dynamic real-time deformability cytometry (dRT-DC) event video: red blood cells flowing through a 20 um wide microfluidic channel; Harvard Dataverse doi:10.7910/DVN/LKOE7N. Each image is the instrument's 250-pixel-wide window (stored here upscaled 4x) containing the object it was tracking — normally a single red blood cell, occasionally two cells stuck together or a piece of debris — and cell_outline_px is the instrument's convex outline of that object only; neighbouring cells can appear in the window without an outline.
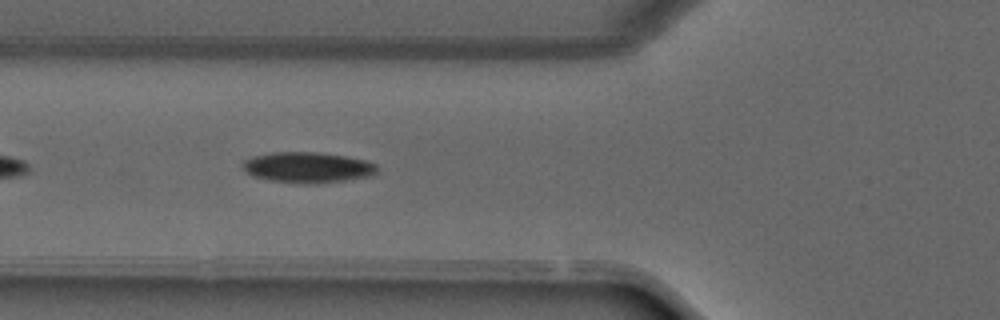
{"species": "common noctule bat (a hibernating species)", "species_latin": "Nyctalus noctula", "temperature_condition": "warm", "stored_images_in_passage": 23, "camera_frame_rate_fps": 3000, "um_per_image_px": 0.085, "animal": {"sex": "male", "forearm_length_mm": 52.5}, "frame": {"image": 1, "passage_image": 16, "time_ms": 5.0, "image_size_px": [1000, 320], "cell_outline_px": [[380, 168], [376, 172], [368, 176], [344, 180], [312, 184], [304, 184], [268, 180], [252, 176], [240, 164], [244, 160], [252, 156], [272, 152], [316, 152], [344, 156], [364, 160], [376, 164]], "centroid_in_image_um": [26.11, 14.23], "position_along_channel_um": 99.7, "area_um2": 23.99}}
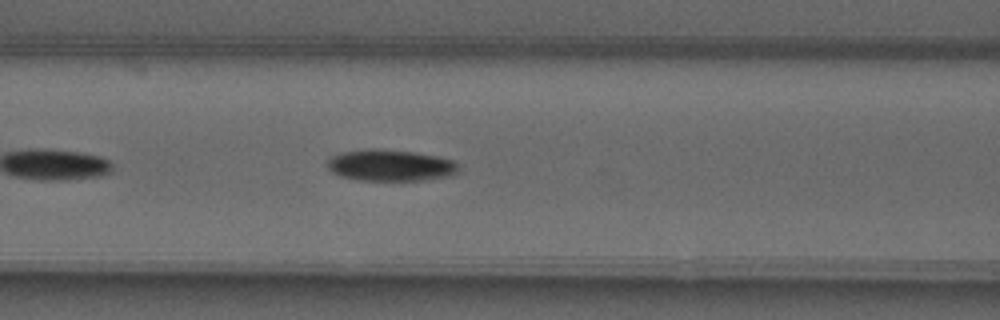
{"frame": {"image": 2, "passage_image": 18, "time_ms": 5.667, "image_size_px": [1000, 320], "cell_outline_px": [[456, 172], [448, 176], [420, 180], [356, 180], [340, 176], [332, 172], [328, 168], [328, 160], [332, 156], [344, 152], [372, 148], [376, 148], [416, 152], [440, 156], [456, 160]], "centroid_in_image_um": [33.18, 14.04], "position_along_channel_um": 133.4, "area_um2": 23.99}}
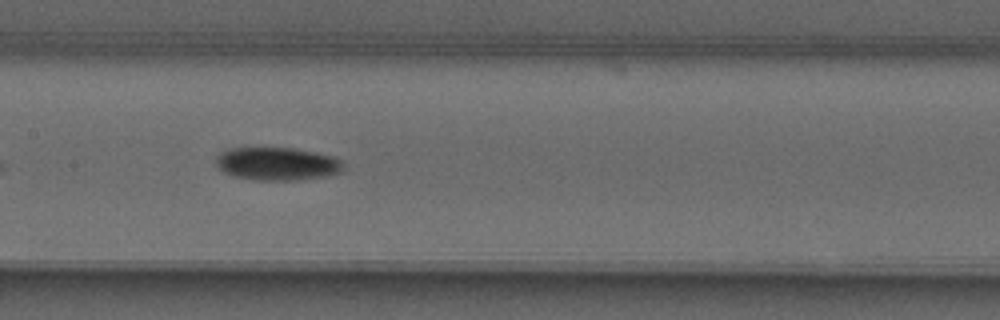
{"frame": {"image": 3, "passage_image": 21, "time_ms": 6.667, "image_size_px": [1000, 320], "cell_outline_px": [[344, 168], [340, 172], [324, 176], [292, 180], [260, 180], [236, 176], [224, 172], [216, 164], [216, 156], [220, 152], [232, 148], [292, 148], [316, 152], [332, 156], [340, 160], [344, 164]], "centroid_in_image_um": [23.56, 13.91], "position_along_channel_um": 183.8, "area_um2": 24.22}}